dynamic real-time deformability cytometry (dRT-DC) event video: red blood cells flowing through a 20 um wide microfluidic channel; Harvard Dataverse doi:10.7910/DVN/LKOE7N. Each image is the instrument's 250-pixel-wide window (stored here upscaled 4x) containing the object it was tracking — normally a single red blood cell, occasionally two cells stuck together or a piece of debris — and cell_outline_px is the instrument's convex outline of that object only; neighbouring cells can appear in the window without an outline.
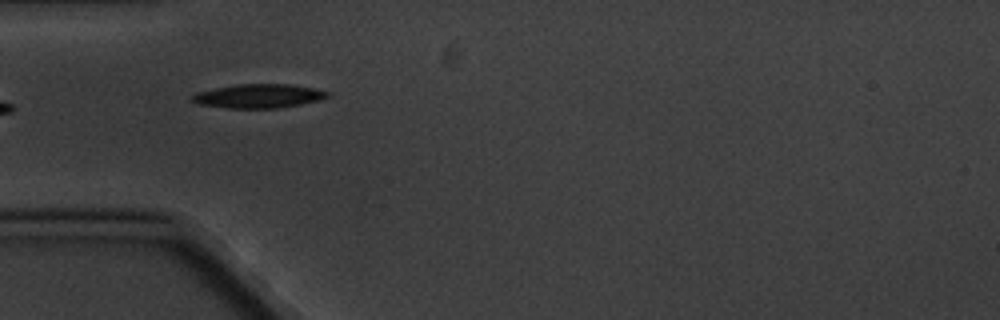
{"species": "common noctule bat (a hibernating species)", "species_latin": "Nyctalus noctula", "temperature_condition": "cold", "stored_images_in_passage": 7, "camera_frame_rate_fps": 3000, "um_per_image_px": 0.085, "animal": {"sex": "male", "body_mass_g": 20.1, "forearm_length_mm": 53.5}, "frame": {"image": 1, "passage_image": 6, "time_ms": 6.0, "image_size_px": [1000, 320], "cell_outline_px": [[332, 96], [300, 104], [276, 108], [228, 108], [200, 104], [192, 100], [188, 96], [196, 92], [216, 88], [240, 84], [288, 84], [312, 88], [332, 92]], "centroid_in_image_um": [21.98, 8.16], "position_along_channel_um": 63.0, "area_um2": 18.73}}